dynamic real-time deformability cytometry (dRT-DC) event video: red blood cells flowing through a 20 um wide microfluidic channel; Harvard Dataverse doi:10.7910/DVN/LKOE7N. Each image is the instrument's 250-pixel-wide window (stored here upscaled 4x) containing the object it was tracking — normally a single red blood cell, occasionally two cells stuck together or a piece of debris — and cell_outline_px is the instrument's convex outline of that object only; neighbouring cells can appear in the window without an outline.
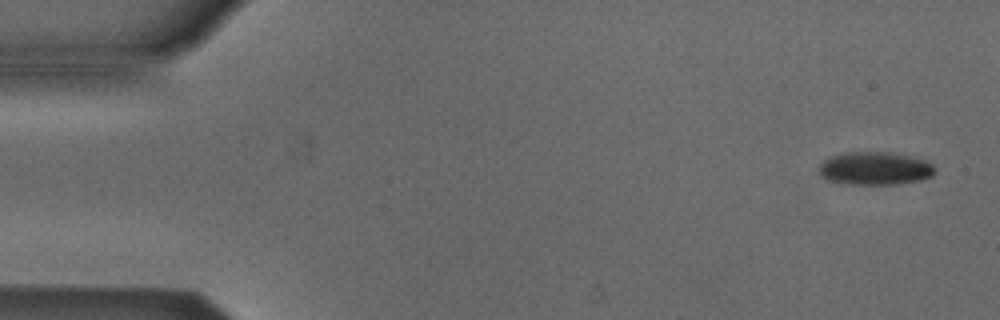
{"species": "Egyptian fruit bat (a non-hibernating species)", "species_latin": "Rousettus aegyptiacus", "temperature_condition": "cold", "stored_images_in_passage": 7, "camera_frame_rate_fps": 3000, "um_per_image_px": 0.085, "animal": {"sex": "male"}, "frame": {"image": 1, "passage_image": 1, "time_ms": 0.0, "image_size_px": [1000, 320], "cell_outline_px": [[936, 172], [932, 176], [920, 180], [896, 184], [848, 184], [828, 180], [820, 176], [820, 164], [828, 156], [844, 152], [888, 152], [928, 160], [932, 164]], "centroid_in_image_um": [74.37, 14.31], "position_along_channel_um": 10.6, "area_um2": 22.43}}
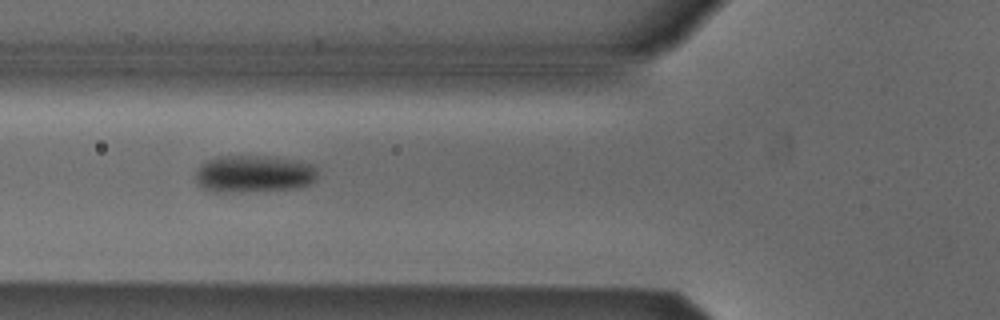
{"frame": {"image": 2, "passage_image": 5, "time_ms": 5.667, "image_size_px": [1000, 320], "cell_outline_px": [[316, 180], [312, 184], [296, 188], [244, 192], [208, 192], [196, 184], [196, 172], [200, 164], [208, 160], [224, 156], [252, 156], [296, 160], [316, 164]], "centroid_in_image_um": [21.57, 14.8], "position_along_channel_um": 104.2, "area_um2": 26.7}}
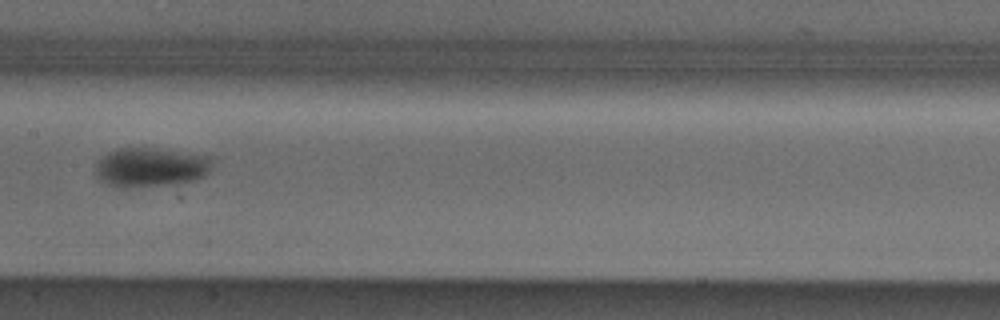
{"frame": {"image": 3, "passage_image": 7, "time_ms": 8.0, "image_size_px": [1000, 320], "cell_outline_px": [[212, 160], [208, 172], [204, 176], [180, 184], [124, 188], [120, 188], [108, 184], [100, 180], [96, 176], [96, 164], [108, 152], [116, 148], [152, 148], [212, 156]], "centroid_in_image_um": [12.8, 14.23], "position_along_channel_um": 194.6, "area_um2": 26.76}}